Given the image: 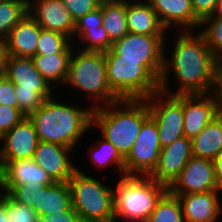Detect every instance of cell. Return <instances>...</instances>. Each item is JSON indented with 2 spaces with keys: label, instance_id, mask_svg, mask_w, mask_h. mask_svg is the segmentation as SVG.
Returning a JSON list of instances; mask_svg holds the SVG:
<instances>
[{
  "label": "cell",
  "instance_id": "obj_32",
  "mask_svg": "<svg viewBox=\"0 0 222 222\" xmlns=\"http://www.w3.org/2000/svg\"><path fill=\"white\" fill-rule=\"evenodd\" d=\"M54 90H27L19 89L15 86V96L18 101V109L25 115L29 116L36 111L45 99L55 95Z\"/></svg>",
  "mask_w": 222,
  "mask_h": 222
},
{
  "label": "cell",
  "instance_id": "obj_24",
  "mask_svg": "<svg viewBox=\"0 0 222 222\" xmlns=\"http://www.w3.org/2000/svg\"><path fill=\"white\" fill-rule=\"evenodd\" d=\"M192 154L213 160L222 150V112L191 139Z\"/></svg>",
  "mask_w": 222,
  "mask_h": 222
},
{
  "label": "cell",
  "instance_id": "obj_9",
  "mask_svg": "<svg viewBox=\"0 0 222 222\" xmlns=\"http://www.w3.org/2000/svg\"><path fill=\"white\" fill-rule=\"evenodd\" d=\"M146 100L150 117L158 127L162 148L184 136L183 95H170L159 90Z\"/></svg>",
  "mask_w": 222,
  "mask_h": 222
},
{
  "label": "cell",
  "instance_id": "obj_31",
  "mask_svg": "<svg viewBox=\"0 0 222 222\" xmlns=\"http://www.w3.org/2000/svg\"><path fill=\"white\" fill-rule=\"evenodd\" d=\"M77 40L75 42L80 43L82 41V45H78L80 48L77 47V43H74V45H76L75 48L83 51L106 52L112 48L113 44L103 25L94 29H87Z\"/></svg>",
  "mask_w": 222,
  "mask_h": 222
},
{
  "label": "cell",
  "instance_id": "obj_11",
  "mask_svg": "<svg viewBox=\"0 0 222 222\" xmlns=\"http://www.w3.org/2000/svg\"><path fill=\"white\" fill-rule=\"evenodd\" d=\"M222 190L219 185L213 160L192 155L178 177L168 187L173 195L205 193Z\"/></svg>",
  "mask_w": 222,
  "mask_h": 222
},
{
  "label": "cell",
  "instance_id": "obj_26",
  "mask_svg": "<svg viewBox=\"0 0 222 222\" xmlns=\"http://www.w3.org/2000/svg\"><path fill=\"white\" fill-rule=\"evenodd\" d=\"M102 25L109 39L114 42L128 33L126 23V0L101 1Z\"/></svg>",
  "mask_w": 222,
  "mask_h": 222
},
{
  "label": "cell",
  "instance_id": "obj_14",
  "mask_svg": "<svg viewBox=\"0 0 222 222\" xmlns=\"http://www.w3.org/2000/svg\"><path fill=\"white\" fill-rule=\"evenodd\" d=\"M222 111L210 94L183 95V134L194 138Z\"/></svg>",
  "mask_w": 222,
  "mask_h": 222
},
{
  "label": "cell",
  "instance_id": "obj_42",
  "mask_svg": "<svg viewBox=\"0 0 222 222\" xmlns=\"http://www.w3.org/2000/svg\"><path fill=\"white\" fill-rule=\"evenodd\" d=\"M39 222H82L77 212L71 207L68 211L40 216Z\"/></svg>",
  "mask_w": 222,
  "mask_h": 222
},
{
  "label": "cell",
  "instance_id": "obj_22",
  "mask_svg": "<svg viewBox=\"0 0 222 222\" xmlns=\"http://www.w3.org/2000/svg\"><path fill=\"white\" fill-rule=\"evenodd\" d=\"M4 74L19 89L54 90L35 68L32 58L7 55Z\"/></svg>",
  "mask_w": 222,
  "mask_h": 222
},
{
  "label": "cell",
  "instance_id": "obj_41",
  "mask_svg": "<svg viewBox=\"0 0 222 222\" xmlns=\"http://www.w3.org/2000/svg\"><path fill=\"white\" fill-rule=\"evenodd\" d=\"M194 15L202 22L213 16L218 0H191Z\"/></svg>",
  "mask_w": 222,
  "mask_h": 222
},
{
  "label": "cell",
  "instance_id": "obj_44",
  "mask_svg": "<svg viewBox=\"0 0 222 222\" xmlns=\"http://www.w3.org/2000/svg\"><path fill=\"white\" fill-rule=\"evenodd\" d=\"M6 57V41L0 38V75L5 73Z\"/></svg>",
  "mask_w": 222,
  "mask_h": 222
},
{
  "label": "cell",
  "instance_id": "obj_6",
  "mask_svg": "<svg viewBox=\"0 0 222 222\" xmlns=\"http://www.w3.org/2000/svg\"><path fill=\"white\" fill-rule=\"evenodd\" d=\"M104 54L109 87L120 99H147L160 90V80L142 60L120 59L112 48Z\"/></svg>",
  "mask_w": 222,
  "mask_h": 222
},
{
  "label": "cell",
  "instance_id": "obj_5",
  "mask_svg": "<svg viewBox=\"0 0 222 222\" xmlns=\"http://www.w3.org/2000/svg\"><path fill=\"white\" fill-rule=\"evenodd\" d=\"M76 49L69 61L65 85L72 87V91L74 87L85 92L87 97H90V106L93 108L120 100L109 87L104 52Z\"/></svg>",
  "mask_w": 222,
  "mask_h": 222
},
{
  "label": "cell",
  "instance_id": "obj_29",
  "mask_svg": "<svg viewBox=\"0 0 222 222\" xmlns=\"http://www.w3.org/2000/svg\"><path fill=\"white\" fill-rule=\"evenodd\" d=\"M73 44L68 36L60 32L41 29L36 55L72 53L73 49H75Z\"/></svg>",
  "mask_w": 222,
  "mask_h": 222
},
{
  "label": "cell",
  "instance_id": "obj_19",
  "mask_svg": "<svg viewBox=\"0 0 222 222\" xmlns=\"http://www.w3.org/2000/svg\"><path fill=\"white\" fill-rule=\"evenodd\" d=\"M175 195L178 197L185 222H216L222 213L219 192Z\"/></svg>",
  "mask_w": 222,
  "mask_h": 222
},
{
  "label": "cell",
  "instance_id": "obj_18",
  "mask_svg": "<svg viewBox=\"0 0 222 222\" xmlns=\"http://www.w3.org/2000/svg\"><path fill=\"white\" fill-rule=\"evenodd\" d=\"M146 1L155 10L160 23L166 28V30L170 29L172 26H176L179 27L177 31L181 28L182 31H199L201 21L193 13L191 0Z\"/></svg>",
  "mask_w": 222,
  "mask_h": 222
},
{
  "label": "cell",
  "instance_id": "obj_28",
  "mask_svg": "<svg viewBox=\"0 0 222 222\" xmlns=\"http://www.w3.org/2000/svg\"><path fill=\"white\" fill-rule=\"evenodd\" d=\"M29 0L0 1V38L6 39L11 29L28 13Z\"/></svg>",
  "mask_w": 222,
  "mask_h": 222
},
{
  "label": "cell",
  "instance_id": "obj_4",
  "mask_svg": "<svg viewBox=\"0 0 222 222\" xmlns=\"http://www.w3.org/2000/svg\"><path fill=\"white\" fill-rule=\"evenodd\" d=\"M119 178L113 187L114 222H147L168 187L150 176L123 175Z\"/></svg>",
  "mask_w": 222,
  "mask_h": 222
},
{
  "label": "cell",
  "instance_id": "obj_12",
  "mask_svg": "<svg viewBox=\"0 0 222 222\" xmlns=\"http://www.w3.org/2000/svg\"><path fill=\"white\" fill-rule=\"evenodd\" d=\"M3 142V145H2ZM39 143L33 122L25 116L0 137V161L32 159Z\"/></svg>",
  "mask_w": 222,
  "mask_h": 222
},
{
  "label": "cell",
  "instance_id": "obj_2",
  "mask_svg": "<svg viewBox=\"0 0 222 222\" xmlns=\"http://www.w3.org/2000/svg\"><path fill=\"white\" fill-rule=\"evenodd\" d=\"M53 95L28 117L33 122L39 141L57 143L74 149L92 127L93 107L62 103Z\"/></svg>",
  "mask_w": 222,
  "mask_h": 222
},
{
  "label": "cell",
  "instance_id": "obj_20",
  "mask_svg": "<svg viewBox=\"0 0 222 222\" xmlns=\"http://www.w3.org/2000/svg\"><path fill=\"white\" fill-rule=\"evenodd\" d=\"M42 27L28 12L9 32L6 41L7 55L32 58Z\"/></svg>",
  "mask_w": 222,
  "mask_h": 222
},
{
  "label": "cell",
  "instance_id": "obj_7",
  "mask_svg": "<svg viewBox=\"0 0 222 222\" xmlns=\"http://www.w3.org/2000/svg\"><path fill=\"white\" fill-rule=\"evenodd\" d=\"M73 209L82 222H114L113 187L80 168L69 179Z\"/></svg>",
  "mask_w": 222,
  "mask_h": 222
},
{
  "label": "cell",
  "instance_id": "obj_13",
  "mask_svg": "<svg viewBox=\"0 0 222 222\" xmlns=\"http://www.w3.org/2000/svg\"><path fill=\"white\" fill-rule=\"evenodd\" d=\"M71 152L63 145L39 141L32 159L54 182H68L78 168L69 156Z\"/></svg>",
  "mask_w": 222,
  "mask_h": 222
},
{
  "label": "cell",
  "instance_id": "obj_3",
  "mask_svg": "<svg viewBox=\"0 0 222 222\" xmlns=\"http://www.w3.org/2000/svg\"><path fill=\"white\" fill-rule=\"evenodd\" d=\"M150 117L146 99H120L96 107L92 113V127L108 140L125 158L137 139L142 124Z\"/></svg>",
  "mask_w": 222,
  "mask_h": 222
},
{
  "label": "cell",
  "instance_id": "obj_38",
  "mask_svg": "<svg viewBox=\"0 0 222 222\" xmlns=\"http://www.w3.org/2000/svg\"><path fill=\"white\" fill-rule=\"evenodd\" d=\"M76 22L100 6L101 0H61Z\"/></svg>",
  "mask_w": 222,
  "mask_h": 222
},
{
  "label": "cell",
  "instance_id": "obj_30",
  "mask_svg": "<svg viewBox=\"0 0 222 222\" xmlns=\"http://www.w3.org/2000/svg\"><path fill=\"white\" fill-rule=\"evenodd\" d=\"M147 222H185L178 197L167 191L158 201Z\"/></svg>",
  "mask_w": 222,
  "mask_h": 222
},
{
  "label": "cell",
  "instance_id": "obj_8",
  "mask_svg": "<svg viewBox=\"0 0 222 222\" xmlns=\"http://www.w3.org/2000/svg\"><path fill=\"white\" fill-rule=\"evenodd\" d=\"M166 35H142L127 33L113 42L112 49L120 55V59L142 60L159 80L164 68V52Z\"/></svg>",
  "mask_w": 222,
  "mask_h": 222
},
{
  "label": "cell",
  "instance_id": "obj_25",
  "mask_svg": "<svg viewBox=\"0 0 222 222\" xmlns=\"http://www.w3.org/2000/svg\"><path fill=\"white\" fill-rule=\"evenodd\" d=\"M71 55L72 53L35 55L32 59L35 68L40 72L50 86L55 89L58 86L63 87V84H65Z\"/></svg>",
  "mask_w": 222,
  "mask_h": 222
},
{
  "label": "cell",
  "instance_id": "obj_15",
  "mask_svg": "<svg viewBox=\"0 0 222 222\" xmlns=\"http://www.w3.org/2000/svg\"><path fill=\"white\" fill-rule=\"evenodd\" d=\"M191 139L182 136L162 148L158 165L150 177L169 187L192 156Z\"/></svg>",
  "mask_w": 222,
  "mask_h": 222
},
{
  "label": "cell",
  "instance_id": "obj_10",
  "mask_svg": "<svg viewBox=\"0 0 222 222\" xmlns=\"http://www.w3.org/2000/svg\"><path fill=\"white\" fill-rule=\"evenodd\" d=\"M161 150L158 127L149 117L125 157L124 175L150 176L158 165Z\"/></svg>",
  "mask_w": 222,
  "mask_h": 222
},
{
  "label": "cell",
  "instance_id": "obj_27",
  "mask_svg": "<svg viewBox=\"0 0 222 222\" xmlns=\"http://www.w3.org/2000/svg\"><path fill=\"white\" fill-rule=\"evenodd\" d=\"M89 147L90 152H88V155L93 162L92 164L99 168L104 166L109 167L111 164L116 165L118 173L121 176L124 175L125 158L108 140L103 137Z\"/></svg>",
  "mask_w": 222,
  "mask_h": 222
},
{
  "label": "cell",
  "instance_id": "obj_33",
  "mask_svg": "<svg viewBox=\"0 0 222 222\" xmlns=\"http://www.w3.org/2000/svg\"><path fill=\"white\" fill-rule=\"evenodd\" d=\"M199 31L204 35L214 58L222 56V18L215 16L205 18L201 22Z\"/></svg>",
  "mask_w": 222,
  "mask_h": 222
},
{
  "label": "cell",
  "instance_id": "obj_17",
  "mask_svg": "<svg viewBox=\"0 0 222 222\" xmlns=\"http://www.w3.org/2000/svg\"><path fill=\"white\" fill-rule=\"evenodd\" d=\"M54 181L33 159L0 161V187H19L26 184L41 187Z\"/></svg>",
  "mask_w": 222,
  "mask_h": 222
},
{
  "label": "cell",
  "instance_id": "obj_40",
  "mask_svg": "<svg viewBox=\"0 0 222 222\" xmlns=\"http://www.w3.org/2000/svg\"><path fill=\"white\" fill-rule=\"evenodd\" d=\"M2 104L18 107L15 85L5 74L0 75V105Z\"/></svg>",
  "mask_w": 222,
  "mask_h": 222
},
{
  "label": "cell",
  "instance_id": "obj_37",
  "mask_svg": "<svg viewBox=\"0 0 222 222\" xmlns=\"http://www.w3.org/2000/svg\"><path fill=\"white\" fill-rule=\"evenodd\" d=\"M25 115L18 107L0 105V137L18 124Z\"/></svg>",
  "mask_w": 222,
  "mask_h": 222
},
{
  "label": "cell",
  "instance_id": "obj_36",
  "mask_svg": "<svg viewBox=\"0 0 222 222\" xmlns=\"http://www.w3.org/2000/svg\"><path fill=\"white\" fill-rule=\"evenodd\" d=\"M38 186L26 184L19 187H0V190L8 194L14 201L28 207H34V190Z\"/></svg>",
  "mask_w": 222,
  "mask_h": 222
},
{
  "label": "cell",
  "instance_id": "obj_23",
  "mask_svg": "<svg viewBox=\"0 0 222 222\" xmlns=\"http://www.w3.org/2000/svg\"><path fill=\"white\" fill-rule=\"evenodd\" d=\"M72 207L68 182H54L34 190L33 209L40 216L68 211Z\"/></svg>",
  "mask_w": 222,
  "mask_h": 222
},
{
  "label": "cell",
  "instance_id": "obj_45",
  "mask_svg": "<svg viewBox=\"0 0 222 222\" xmlns=\"http://www.w3.org/2000/svg\"><path fill=\"white\" fill-rule=\"evenodd\" d=\"M0 222H7L6 199L0 194Z\"/></svg>",
  "mask_w": 222,
  "mask_h": 222
},
{
  "label": "cell",
  "instance_id": "obj_46",
  "mask_svg": "<svg viewBox=\"0 0 222 222\" xmlns=\"http://www.w3.org/2000/svg\"><path fill=\"white\" fill-rule=\"evenodd\" d=\"M213 16L222 18V0H218Z\"/></svg>",
  "mask_w": 222,
  "mask_h": 222
},
{
  "label": "cell",
  "instance_id": "obj_39",
  "mask_svg": "<svg viewBox=\"0 0 222 222\" xmlns=\"http://www.w3.org/2000/svg\"><path fill=\"white\" fill-rule=\"evenodd\" d=\"M209 94L214 98L222 111V56L214 58L212 85Z\"/></svg>",
  "mask_w": 222,
  "mask_h": 222
},
{
  "label": "cell",
  "instance_id": "obj_35",
  "mask_svg": "<svg viewBox=\"0 0 222 222\" xmlns=\"http://www.w3.org/2000/svg\"><path fill=\"white\" fill-rule=\"evenodd\" d=\"M102 9L100 6L93 11L87 13L75 22V31L73 34V43L78 39L87 29H94L102 25Z\"/></svg>",
  "mask_w": 222,
  "mask_h": 222
},
{
  "label": "cell",
  "instance_id": "obj_43",
  "mask_svg": "<svg viewBox=\"0 0 222 222\" xmlns=\"http://www.w3.org/2000/svg\"><path fill=\"white\" fill-rule=\"evenodd\" d=\"M215 174L219 185L222 187V150L213 159Z\"/></svg>",
  "mask_w": 222,
  "mask_h": 222
},
{
  "label": "cell",
  "instance_id": "obj_21",
  "mask_svg": "<svg viewBox=\"0 0 222 222\" xmlns=\"http://www.w3.org/2000/svg\"><path fill=\"white\" fill-rule=\"evenodd\" d=\"M126 23L132 34L167 35L166 28L146 0H126Z\"/></svg>",
  "mask_w": 222,
  "mask_h": 222
},
{
  "label": "cell",
  "instance_id": "obj_34",
  "mask_svg": "<svg viewBox=\"0 0 222 222\" xmlns=\"http://www.w3.org/2000/svg\"><path fill=\"white\" fill-rule=\"evenodd\" d=\"M0 194L6 199L7 222H39V216L32 207L14 201L3 191Z\"/></svg>",
  "mask_w": 222,
  "mask_h": 222
},
{
  "label": "cell",
  "instance_id": "obj_16",
  "mask_svg": "<svg viewBox=\"0 0 222 222\" xmlns=\"http://www.w3.org/2000/svg\"><path fill=\"white\" fill-rule=\"evenodd\" d=\"M28 12L42 29L60 32L73 42L75 21L61 0H29Z\"/></svg>",
  "mask_w": 222,
  "mask_h": 222
},
{
  "label": "cell",
  "instance_id": "obj_1",
  "mask_svg": "<svg viewBox=\"0 0 222 222\" xmlns=\"http://www.w3.org/2000/svg\"><path fill=\"white\" fill-rule=\"evenodd\" d=\"M197 33L192 30H179L173 49L171 47L170 58L164 52L160 91L170 95L209 94L214 56L204 35L201 32ZM170 73L174 74L179 85L174 93L169 89Z\"/></svg>",
  "mask_w": 222,
  "mask_h": 222
}]
</instances>
